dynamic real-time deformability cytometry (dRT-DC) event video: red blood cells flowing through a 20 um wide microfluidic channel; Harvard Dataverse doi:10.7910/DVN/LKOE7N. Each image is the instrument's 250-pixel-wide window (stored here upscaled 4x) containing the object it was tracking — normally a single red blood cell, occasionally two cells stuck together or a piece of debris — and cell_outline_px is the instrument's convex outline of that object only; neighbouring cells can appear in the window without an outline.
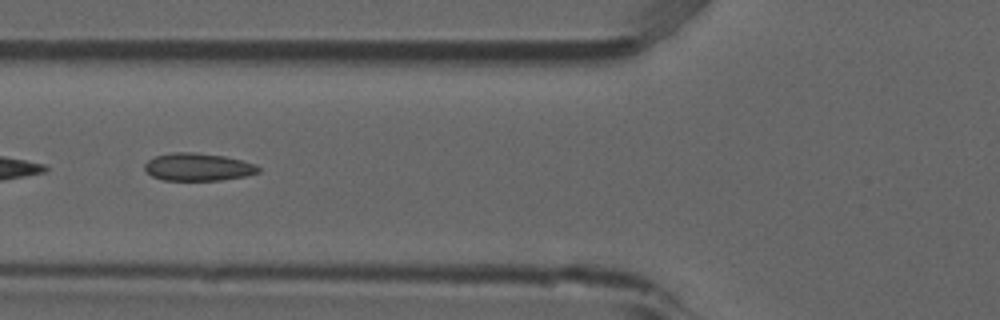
{"species": "common noctule bat (a hibernating species)", "species_latin": "Nyctalus noctula", "temperature_condition": "room temperature", "stored_images_in_passage": 7, "camera_frame_rate_fps": 3000, "um_per_image_px": 0.085, "animal": {"sex": "male", "forearm_length_mm": 52.5}, "frame": {"image": 1, "passage_image": 5, "time_ms": 1.333, "image_size_px": [1000, 320], "cell_outline_px": [[260, 172], [248, 176], [220, 180], [164, 180], [152, 176], [144, 168], [144, 164], [148, 160], [156, 156], [172, 152], [192, 152], [224, 156], [256, 164], [260, 168]], "centroid_in_image_um": [16.85, 14.2], "position_along_channel_um": 109.0, "area_um2": 18.32}}
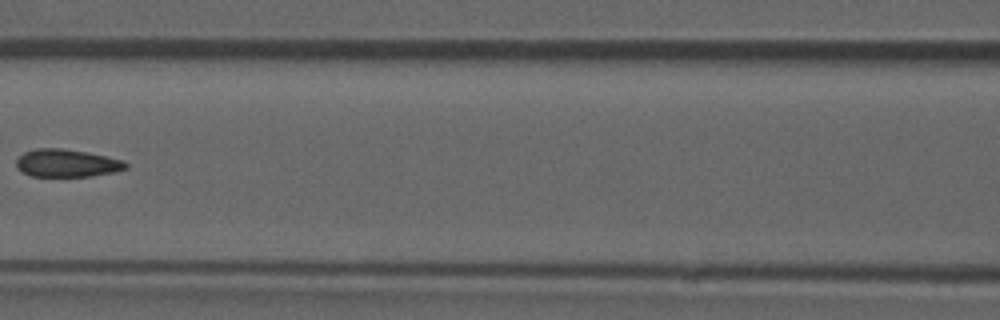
{"frame": {"image": 2, "passage_image": 6, "time_ms": 1.667, "image_size_px": [1000, 320], "cell_outline_px": [[128, 168], [112, 172], [92, 176], [32, 176], [24, 172], [16, 164], [16, 160], [24, 152], [36, 148], [60, 148], [84, 152], [124, 160], [128, 164]], "centroid_in_image_um": [5.7, 13.86], "position_along_channel_um": 160.9, "area_um2": 17.4}}